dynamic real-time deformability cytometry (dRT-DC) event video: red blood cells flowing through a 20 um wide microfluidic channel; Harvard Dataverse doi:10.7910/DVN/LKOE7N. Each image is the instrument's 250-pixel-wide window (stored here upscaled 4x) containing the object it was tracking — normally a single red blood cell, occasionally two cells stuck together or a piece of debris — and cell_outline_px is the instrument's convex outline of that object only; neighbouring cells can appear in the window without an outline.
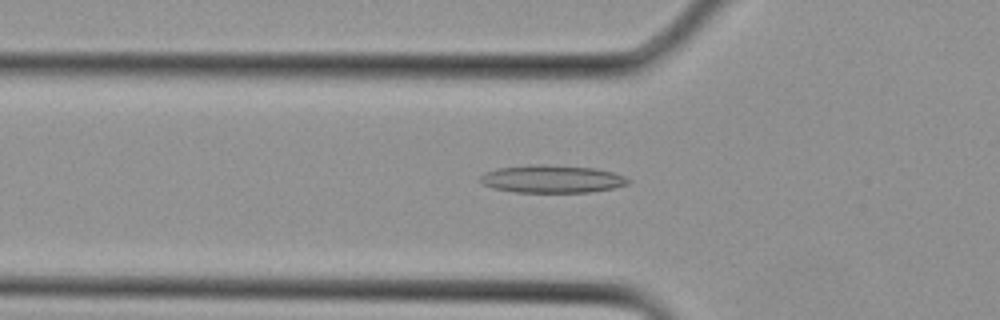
{"species": "Egyptian fruit bat (a non-hibernating species)", "species_latin": "Rousettus aegyptiacus", "temperature_condition": "cold", "stored_images_in_passage": 20, "camera_frame_rate_fps": 3000, "um_per_image_px": 0.085, "animal": {"sex": "female"}, "frame": {"image": 1, "passage_image": 10, "time_ms": 3.0, "image_size_px": [1000, 320], "cell_outline_px": [[632, 180], [628, 184], [612, 188], [588, 192], [516, 192], [492, 188], [484, 184], [480, 180], [480, 176], [484, 172], [496, 168], [532, 164], [540, 164], [596, 168], [612, 172], [624, 176]], "centroid_in_image_um": [46.9, 15.2], "position_along_channel_um": 78.9, "area_um2": 23.93}}
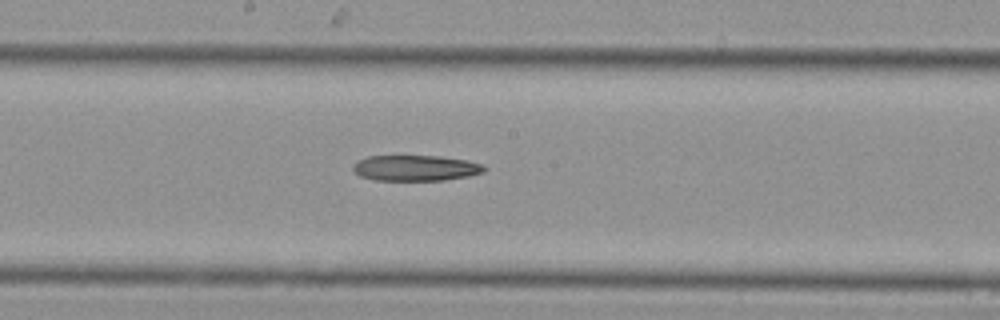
{"frame": {"image": 2, "passage_image": 16, "time_ms": 5.0, "image_size_px": [1000, 320], "cell_outline_px": [[488, 168], [484, 172], [468, 176], [444, 180], [372, 180], [360, 176], [352, 168], [352, 164], [356, 160], [368, 156], [440, 156], [464, 160], [484, 164]], "centroid_in_image_um": [35.31, 14.28], "position_along_channel_um": 212.9, "area_um2": 19.77}}
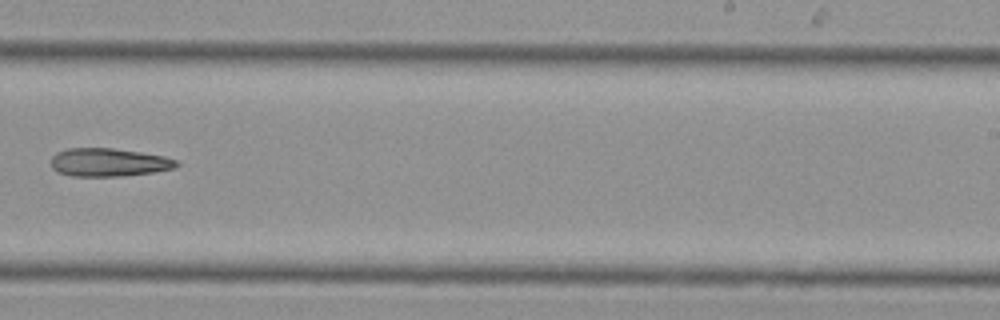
{"frame": {"image": 3, "passage_image": 19, "time_ms": 6.0, "image_size_px": [1000, 320], "cell_outline_px": [[180, 164], [176, 168], [152, 172], [120, 176], [72, 176], [56, 172], [52, 168], [52, 156], [56, 152], [68, 148], [112, 148], [140, 152], [164, 156], [176, 160]], "centroid_in_image_um": [9.23, 13.8], "position_along_channel_um": 279.8, "area_um2": 20.63}}